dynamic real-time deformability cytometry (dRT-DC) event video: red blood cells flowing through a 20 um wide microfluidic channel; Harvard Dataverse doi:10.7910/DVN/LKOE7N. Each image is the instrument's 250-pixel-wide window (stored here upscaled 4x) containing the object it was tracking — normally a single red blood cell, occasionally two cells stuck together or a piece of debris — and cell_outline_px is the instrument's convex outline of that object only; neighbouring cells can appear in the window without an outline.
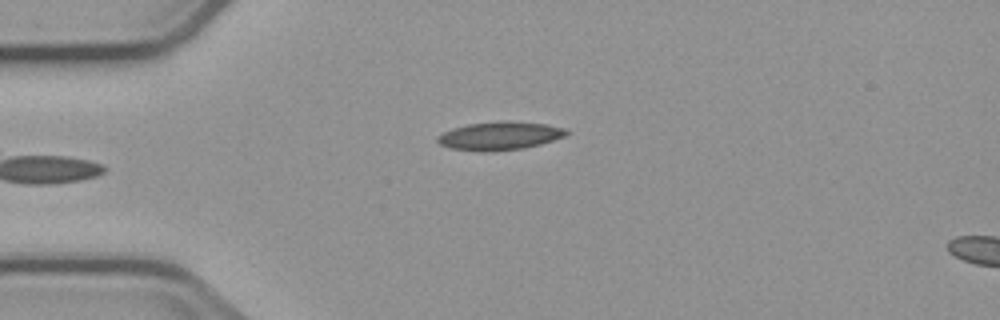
{"species": "common noctule bat (a hibernating species)", "species_latin": "Nyctalus noctula", "temperature_condition": "cold", "stored_images_in_passage": 6, "camera_frame_rate_fps": 3000, "um_per_image_px": 0.085, "animal": {"sex": "male", "body_mass_g": 23.1, "forearm_length_mm": 52.7}, "frame": {"image": 1, "passage_image": 6, "time_ms": 6.0, "image_size_px": [1000, 320], "cell_outline_px": [[568, 132], [564, 136], [540, 144], [524, 148], [492, 152], [480, 152], [452, 148], [440, 144], [436, 140], [436, 136], [452, 128], [468, 124], [508, 120], [544, 124], [564, 128]], "centroid_in_image_um": [42.43, 11.55], "position_along_channel_um": 42.6, "area_um2": 21.21}}